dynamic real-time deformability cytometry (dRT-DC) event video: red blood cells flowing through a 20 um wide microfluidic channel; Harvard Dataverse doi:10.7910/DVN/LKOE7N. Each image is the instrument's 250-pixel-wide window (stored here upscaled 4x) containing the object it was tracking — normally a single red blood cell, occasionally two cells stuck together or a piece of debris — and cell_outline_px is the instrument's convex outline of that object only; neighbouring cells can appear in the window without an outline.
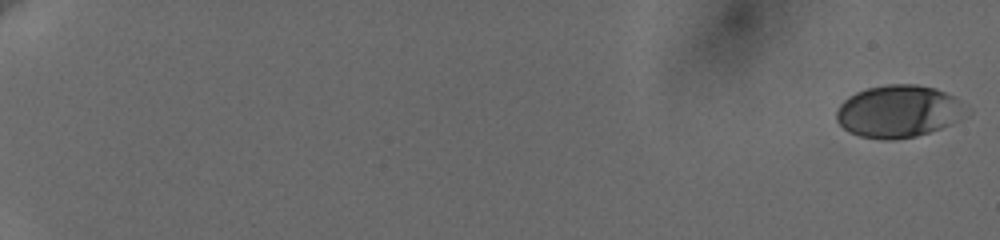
{"species": "human", "species_latin": "Homo sapiens", "temperature_condition": "cold", "stored_images_in_passage": 67, "camera_frame_rate_fps": 3000, "um_per_image_px": 0.085, "donor": {"sex": "female"}, "frame": {"image": 1, "passage_image": 1, "time_ms": 0.0, "image_size_px": [1000, 240], "cell_outline_px": [[956, 100], [948, 124], [940, 128], [916, 136], [892, 140], [884, 140], [860, 136], [848, 132], [836, 120], [836, 112], [840, 104], [848, 96], [856, 92], [868, 88], [888, 84], [916, 84], [936, 88], [952, 96]], "centroid_in_image_um": [76.11, 9.46], "position_along_channel_um": 8.9, "area_um2": 37.69}}
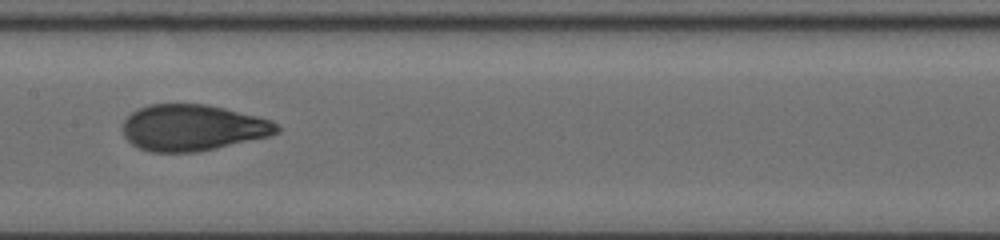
{"frame": {"image": 2, "passage_image": 28, "time_ms": 11.333, "image_size_px": [1000, 240], "cell_outline_px": [[280, 132], [268, 136], [200, 152], [148, 152], [132, 144], [124, 136], [120, 128], [124, 120], [136, 108], [152, 104], [208, 104], [272, 120], [280, 128]], "centroid_in_image_um": [16.34, 10.85], "position_along_channel_um": 191.1, "area_um2": 41.73}}
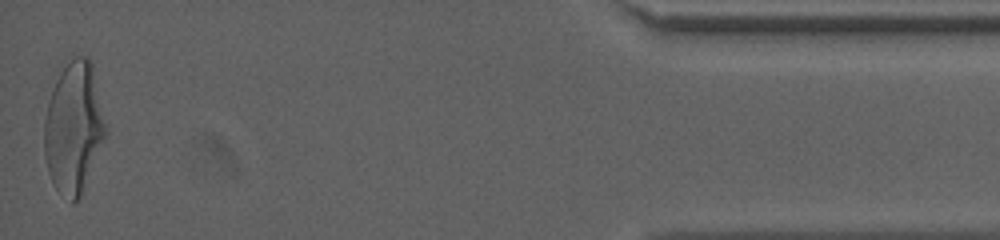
{"frame": {"image": 3, "passage_image": 66, "time_ms": 19.667, "image_size_px": [1000, 240], "cell_outline_px": [[108, 136], [80, 196], [72, 204], [56, 188], [48, 172], [44, 156], [44, 120], [48, 104], [56, 80], [60, 72], [76, 56], [88, 56], [92, 60], [108, 132]], "centroid_in_image_um": [6.3, 10.87], "position_along_channel_um": 428.9, "area_um2": 47.16}, "authors_computed_cell_mechanics": {"area_um2": 41.038, "velocity_mm_per_s": 3.6394, "shape_relaxation_time_tau1_ms": 4.8373, "shape_relaxation_time_tau2_ms": 0.8415, "deformation_change_tau1": 0.1865, "deformation_change_tau2": 0.062}}